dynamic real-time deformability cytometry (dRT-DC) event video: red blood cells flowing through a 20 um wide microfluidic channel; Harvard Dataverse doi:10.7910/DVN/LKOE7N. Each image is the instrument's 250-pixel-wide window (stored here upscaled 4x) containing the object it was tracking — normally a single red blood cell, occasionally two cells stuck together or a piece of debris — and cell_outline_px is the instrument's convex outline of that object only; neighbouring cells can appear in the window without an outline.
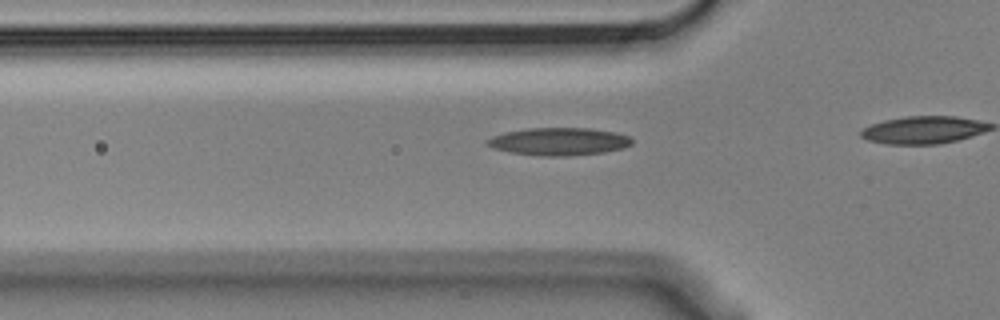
{"species": "Egyptian fruit bat (a non-hibernating species)", "species_latin": "Rousettus aegyptiacus", "temperature_condition": "cold", "stored_images_in_passage": 12, "camera_frame_rate_fps": 3000, "um_per_image_px": 0.085, "animal": {"sex": "male"}, "frame": {"image": 1, "passage_image": 4, "time_ms": 1.0, "image_size_px": [1000, 320], "cell_outline_px": [[632, 144], [624, 148], [604, 152], [568, 156], [544, 156], [512, 152], [492, 148], [484, 140], [492, 136], [504, 132], [528, 128], [592, 128], [616, 132], [628, 136], [632, 140]], "centroid_in_image_um": [47.51, 12.02], "position_along_channel_um": 78.3, "area_um2": 23.35}}
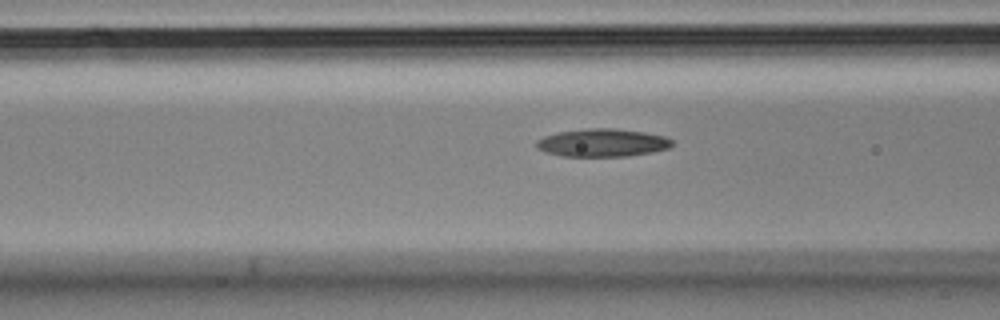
{"frame": {"image": 2, "passage_image": 7, "time_ms": 2.0, "image_size_px": [1000, 320], "cell_outline_px": [[672, 144], [668, 148], [652, 152], [628, 156], [560, 156], [544, 152], [536, 148], [536, 140], [544, 136], [560, 132], [588, 128], [612, 128], [644, 132], [664, 136], [672, 140]], "centroid_in_image_um": [51.17, 12.14], "position_along_channel_um": 115.4, "area_um2": 22.02}}